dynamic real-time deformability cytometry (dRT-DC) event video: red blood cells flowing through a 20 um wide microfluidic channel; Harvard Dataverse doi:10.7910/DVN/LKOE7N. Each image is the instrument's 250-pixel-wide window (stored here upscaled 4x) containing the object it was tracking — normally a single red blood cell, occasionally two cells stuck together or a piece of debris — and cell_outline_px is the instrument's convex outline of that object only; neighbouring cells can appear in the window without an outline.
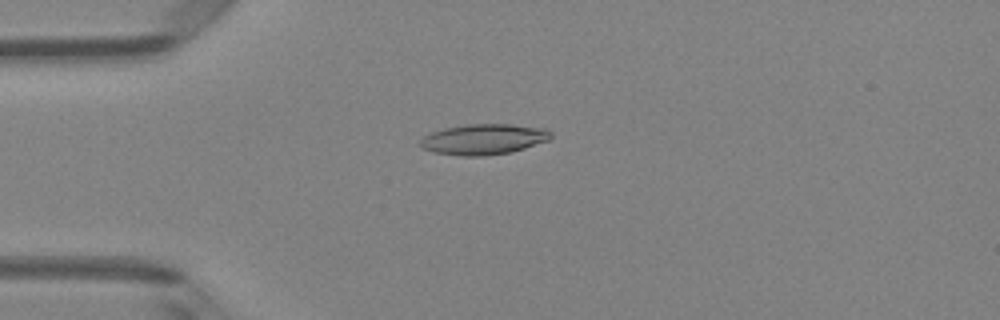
{"species": "Egyptian fruit bat (a non-hibernating species)", "species_latin": "Rousettus aegyptiacus", "temperature_condition": "room temperature", "stored_images_in_passage": 5, "camera_frame_rate_fps": 3000, "um_per_image_px": 0.085, "animal": {"sex": "female"}, "frame": {"image": 1, "passage_image": 4, "time_ms": 3.667, "image_size_px": [1000, 320], "cell_outline_px": [[552, 136], [548, 140], [512, 152], [484, 156], [460, 156], [432, 152], [424, 148], [420, 144], [420, 140], [424, 136], [432, 132], [444, 128], [468, 124], [512, 124], [548, 128], [552, 132]], "centroid_in_image_um": [41.14, 11.83], "position_along_channel_um": 43.9, "area_um2": 23.41}}